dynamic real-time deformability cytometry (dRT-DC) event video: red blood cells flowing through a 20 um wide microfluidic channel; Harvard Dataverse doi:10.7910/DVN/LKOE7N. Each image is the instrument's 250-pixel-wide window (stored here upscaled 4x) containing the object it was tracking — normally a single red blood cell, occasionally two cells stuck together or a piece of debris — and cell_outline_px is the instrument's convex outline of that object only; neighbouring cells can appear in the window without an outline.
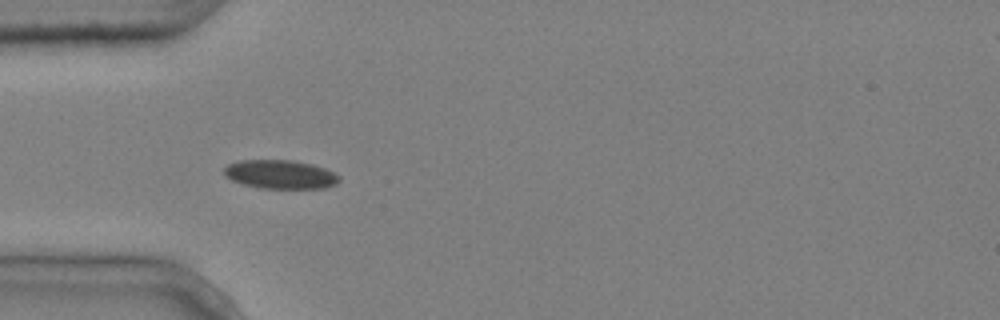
{"species": "common noctule bat (a hibernating species)", "species_latin": "Nyctalus noctula", "temperature_condition": "cold", "stored_images_in_passage": 7, "camera_frame_rate_fps": 3000, "um_per_image_px": 0.085, "animal": {"sex": "male", "body_mass_g": 20.4}, "frame": {"image": 1, "passage_image": 4, "time_ms": 1.0, "image_size_px": [1000, 320], "cell_outline_px": [[340, 180], [336, 184], [324, 188], [260, 188], [244, 184], [232, 180], [224, 176], [224, 168], [228, 164], [240, 160], [292, 160], [312, 164], [336, 172], [340, 176]], "centroid_in_image_um": [23.85, 14.82], "position_along_channel_um": 61.2, "area_um2": 19.36}}